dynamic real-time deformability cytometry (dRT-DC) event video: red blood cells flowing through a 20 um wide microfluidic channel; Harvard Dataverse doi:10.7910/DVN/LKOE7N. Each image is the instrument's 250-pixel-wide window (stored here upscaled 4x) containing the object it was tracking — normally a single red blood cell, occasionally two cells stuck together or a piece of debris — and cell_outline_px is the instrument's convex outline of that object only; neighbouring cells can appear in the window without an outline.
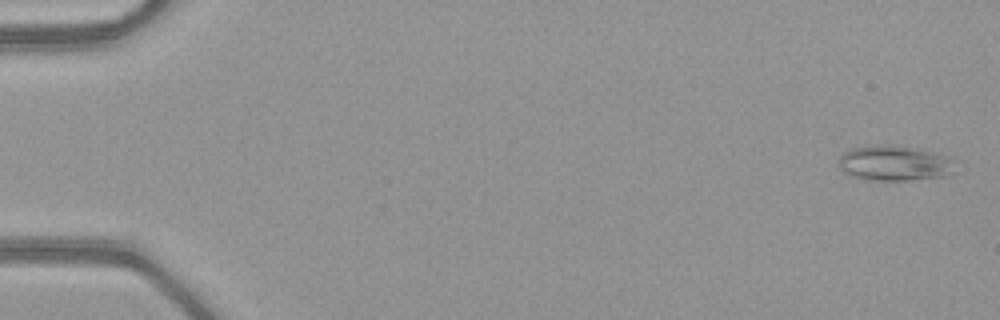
{"species": "common noctule bat (a hibernating species)", "species_latin": "Nyctalus noctula", "temperature_condition": "warm", "stored_images_in_passage": 52, "camera_frame_rate_fps": 3000, "um_per_image_px": 0.085, "animal": {"sex": "female", "body_mass_g": 21.9}, "frame": {"image": 1, "passage_image": 2, "time_ms": 0.333, "image_size_px": [1000, 320], "cell_outline_px": [[956, 160], [952, 172], [948, 176], [908, 180], [864, 180], [848, 176], [840, 168], [836, 160], [844, 152], [852, 148], [868, 144], [892, 144], [920, 148], [940, 152], [952, 156]], "centroid_in_image_um": [76.05, 13.84], "position_along_channel_um": 9.0, "area_um2": 25.09}}
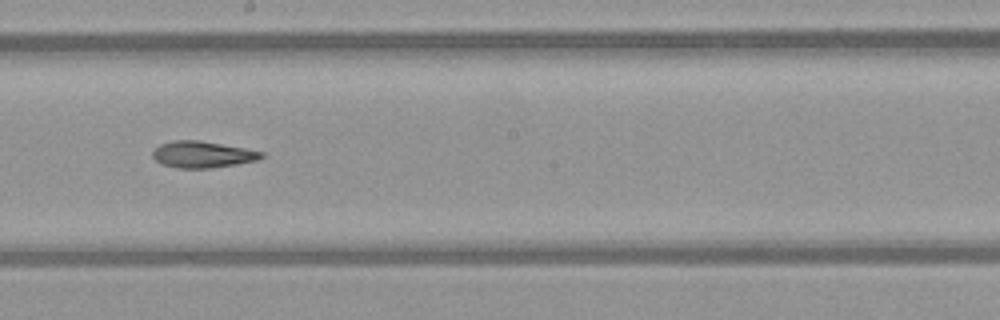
{"frame": {"image": 2, "passage_image": 30, "time_ms": 9.667, "image_size_px": [1000, 320], "cell_outline_px": [[264, 156], [256, 160], [236, 164], [208, 168], [176, 168], [160, 164], [152, 156], [152, 152], [160, 144], [172, 140], [200, 140], [244, 148], [264, 152]], "centroid_in_image_um": [17.17, 13.12], "position_along_channel_um": 231.0, "area_um2": 16.76}}
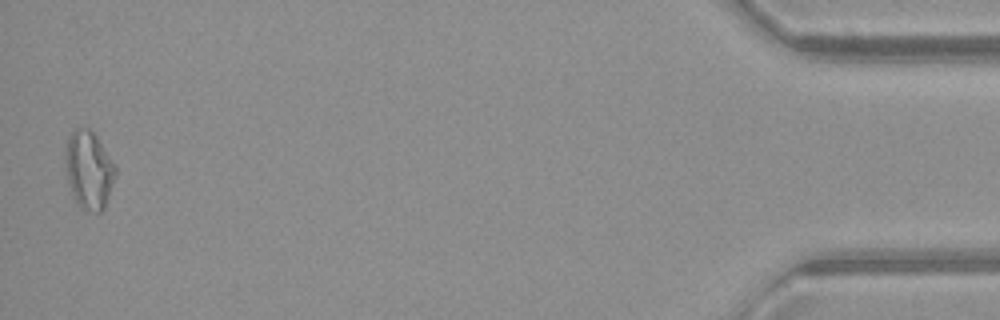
{"frame": {"image": 3, "passage_image": 51, "time_ms": 16.667, "image_size_px": [1000, 320], "cell_outline_px": [[116, 176], [104, 208], [100, 212], [92, 212], [80, 208], [72, 196], [64, 172], [64, 144], [68, 136], [76, 128], [88, 128], [96, 136], [116, 164]], "centroid_in_image_um": [7.51, 14.44], "position_along_channel_um": 427.7, "area_um2": 23.41}, "authors_computed_cell_mechanics": {"area_um2": 18.4382, "velocity_mm_per_s": 4.0857, "shape_relaxation_time_tau1_ms": null, "shape_relaxation_time_tau2_ms": 9.7061, "deformation_change_tau1": null, "deformation_change_tau2": 0.221}}